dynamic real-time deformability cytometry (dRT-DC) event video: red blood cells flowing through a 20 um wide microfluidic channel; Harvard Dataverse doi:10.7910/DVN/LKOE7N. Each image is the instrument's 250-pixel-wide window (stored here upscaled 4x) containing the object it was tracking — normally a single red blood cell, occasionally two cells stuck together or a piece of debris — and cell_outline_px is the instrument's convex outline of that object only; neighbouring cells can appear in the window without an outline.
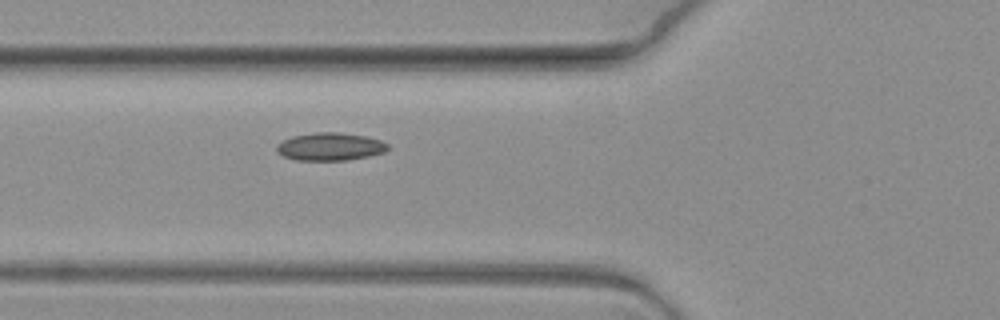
{"species": "common noctule bat (a hibernating species)", "species_latin": "Nyctalus noctula", "temperature_condition": "warm", "stored_images_in_passage": 8, "camera_frame_rate_fps": 3000, "um_per_image_px": 0.085, "animal": {"sex": "female", "body_mass_g": 19.3, "forearm_length_mm": 54.1}, "frame": {"image": 1, "passage_image": 8, "time_ms": 2.333, "image_size_px": [1000, 320], "cell_outline_px": [[388, 148], [384, 152], [368, 156], [348, 160], [296, 160], [284, 156], [276, 152], [276, 144], [292, 136], [316, 132], [340, 132], [368, 136], [380, 140], [388, 144]], "centroid_in_image_um": [28.05, 12.45], "position_along_channel_um": 97.7, "area_um2": 18.09}}